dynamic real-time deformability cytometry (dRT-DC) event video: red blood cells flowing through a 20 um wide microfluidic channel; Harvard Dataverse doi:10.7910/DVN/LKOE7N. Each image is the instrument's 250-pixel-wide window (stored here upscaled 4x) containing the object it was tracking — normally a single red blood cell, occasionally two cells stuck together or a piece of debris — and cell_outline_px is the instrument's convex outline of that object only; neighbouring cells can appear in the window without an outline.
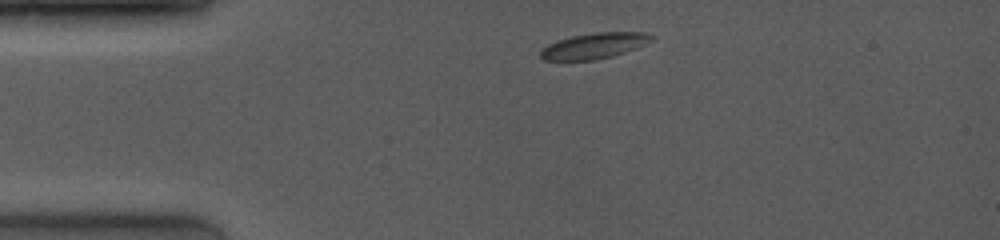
{"species": "common noctule bat (a hibernating species)", "species_latin": "Nyctalus noctula", "temperature_condition": "room temperature", "stored_images_in_passage": 32, "camera_frame_rate_fps": 4000, "um_per_image_px": 0.085, "animal": {"sex": "female", "body_mass_g": 19.0, "forearm_length_mm": 53.3}, "frame": {"image": 1, "passage_image": 1, "time_ms": 0.0, "image_size_px": [1000, 240], "cell_outline_px": [[656, 36], [652, 40], [636, 48], [612, 56], [596, 60], [544, 60], [540, 56], [540, 52], [548, 44], [556, 40], [572, 36], [596, 32], [644, 32]], "centroid_in_image_um": [50.52, 3.88], "position_along_channel_um": 34.5, "area_um2": 16.59}}
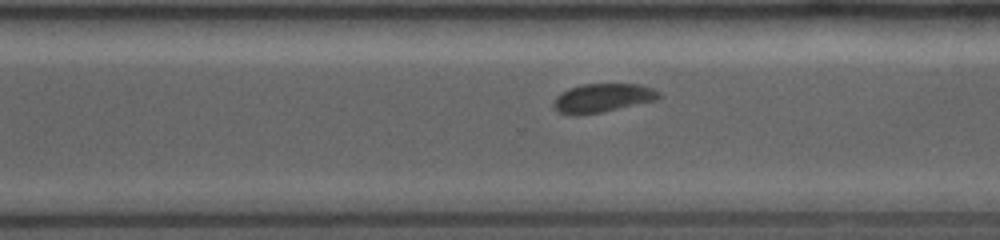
{"frame": {"image": 2, "passage_image": 21, "time_ms": 8.0, "image_size_px": [1000, 240], "cell_outline_px": [[660, 96], [656, 100], [604, 112], [576, 116], [556, 112], [552, 104], [556, 96], [568, 88], [584, 84], [640, 84], [652, 88], [660, 92]], "centroid_in_image_um": [51.18, 8.34], "position_along_channel_um": 319.4, "area_um2": 17.86}}
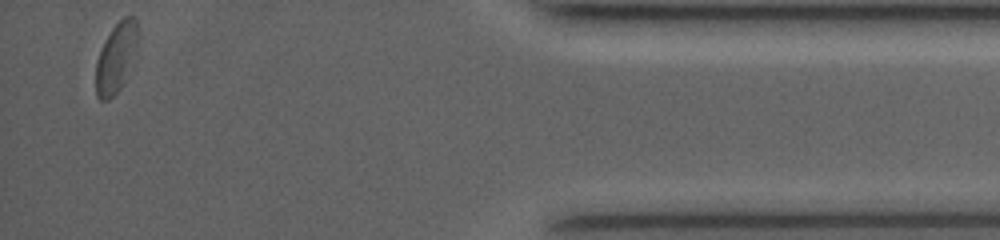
{"frame": {"image": 3, "passage_image": 32, "time_ms": 11.75, "image_size_px": [1000, 240], "cell_outline_px": [[140, 36], [124, 80], [120, 88], [108, 100], [100, 100], [96, 96], [96, 64], [100, 48], [104, 40], [112, 28], [124, 16], [136, 16], [140, 28]], "centroid_in_image_um": [9.88, 4.82], "position_along_channel_um": 425.3, "area_um2": 17.11}, "authors_computed_cell_mechanics": {"area_um2": 17.629, "velocity_mm_per_s": 4.0682, "shape_relaxation_time_tau1_ms": 2.3923, "shape_relaxation_time_tau2_ms": 1.6327, "deformation_change_tau1": 0.0736, "deformation_change_tau2": 0.0338}}